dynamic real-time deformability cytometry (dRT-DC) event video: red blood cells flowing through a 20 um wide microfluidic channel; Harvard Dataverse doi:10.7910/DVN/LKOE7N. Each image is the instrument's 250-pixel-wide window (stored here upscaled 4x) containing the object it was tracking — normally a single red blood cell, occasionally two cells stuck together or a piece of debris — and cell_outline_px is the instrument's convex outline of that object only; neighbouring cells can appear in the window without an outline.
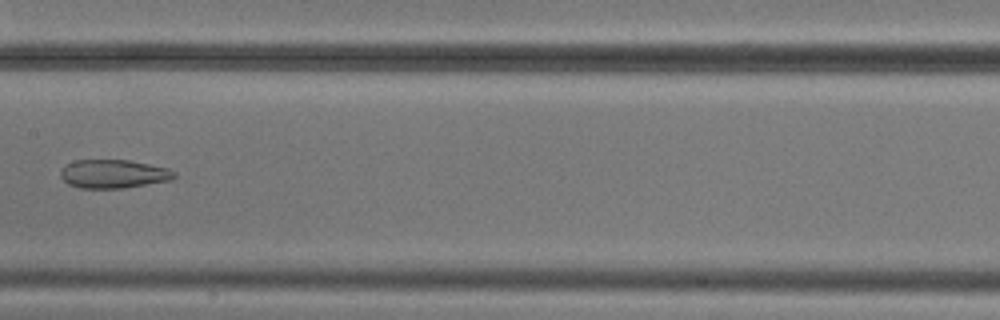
{"species": "common noctule bat (a hibernating species)", "species_latin": "Nyctalus noctula", "temperature_condition": "cold", "stored_images_in_passage": 7, "camera_frame_rate_fps": 3000, "um_per_image_px": 0.085, "animal": {"sex": "male", "body_mass_g": 20.5, "forearm_length_mm": 52.5}, "frame": {"image": 1, "passage_image": 7, "time_ms": 7.667, "image_size_px": [1000, 320], "cell_outline_px": [[176, 176], [172, 180], [120, 188], [80, 188], [68, 184], [60, 176], [60, 172], [68, 164], [76, 160], [128, 160], [168, 168], [176, 172]], "centroid_in_image_um": [9.66, 14.78], "position_along_channel_um": 197.7, "area_um2": 18.73}}